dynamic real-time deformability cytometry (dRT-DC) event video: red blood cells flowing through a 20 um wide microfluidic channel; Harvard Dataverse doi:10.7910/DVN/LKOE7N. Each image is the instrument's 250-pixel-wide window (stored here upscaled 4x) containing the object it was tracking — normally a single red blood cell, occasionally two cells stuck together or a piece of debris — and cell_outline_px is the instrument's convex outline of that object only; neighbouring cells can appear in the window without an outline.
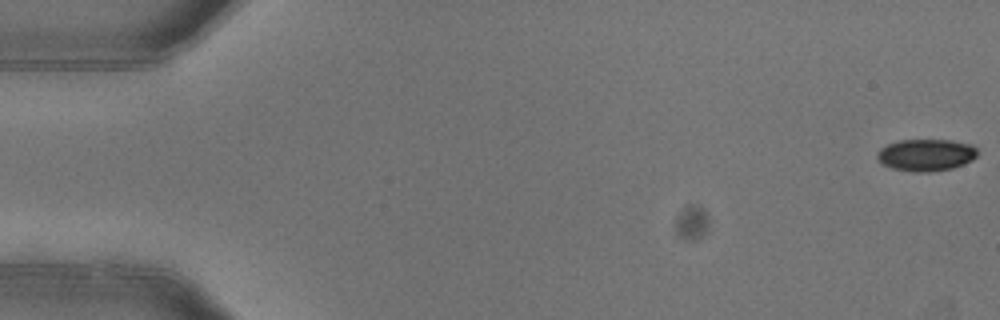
{"species": "common noctule bat (a hibernating species)", "species_latin": "Nyctalus noctula", "temperature_condition": "warm", "stored_images_in_passage": 5, "camera_frame_rate_fps": 3000, "um_per_image_px": 0.085, "animal": {"sex": "female"}, "frame": {"image": 1, "passage_image": 1, "time_ms": 0.0, "image_size_px": [1000, 320], "cell_outline_px": [[976, 156], [972, 160], [964, 164], [952, 168], [928, 172], [912, 172], [892, 168], [884, 164], [876, 156], [880, 148], [888, 144], [900, 140], [952, 140], [972, 144], [976, 148]], "centroid_in_image_um": [78.73, 13.17], "position_along_channel_um": 6.3, "area_um2": 18.61}}
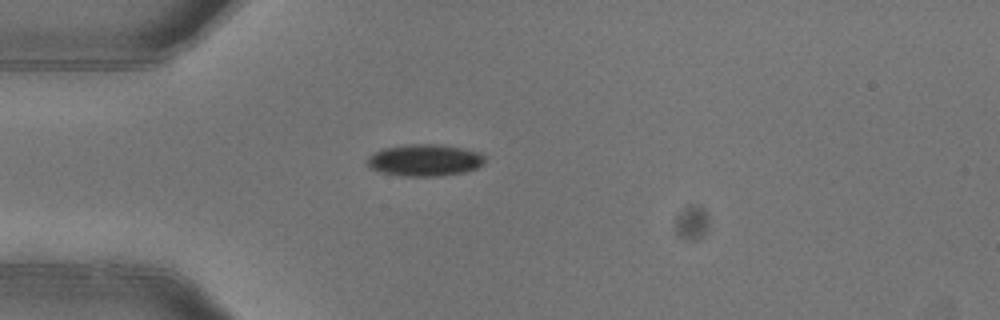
{"frame": {"image": 2, "passage_image": 4, "time_ms": 1.0, "image_size_px": [1000, 320], "cell_outline_px": [[484, 164], [476, 168], [464, 172], [440, 176], [400, 176], [380, 172], [368, 168], [368, 156], [384, 148], [408, 144], [436, 144], [464, 148], [480, 152], [484, 156]], "centroid_in_image_um": [36.1, 13.62], "position_along_channel_um": 48.9, "area_um2": 21.91}}